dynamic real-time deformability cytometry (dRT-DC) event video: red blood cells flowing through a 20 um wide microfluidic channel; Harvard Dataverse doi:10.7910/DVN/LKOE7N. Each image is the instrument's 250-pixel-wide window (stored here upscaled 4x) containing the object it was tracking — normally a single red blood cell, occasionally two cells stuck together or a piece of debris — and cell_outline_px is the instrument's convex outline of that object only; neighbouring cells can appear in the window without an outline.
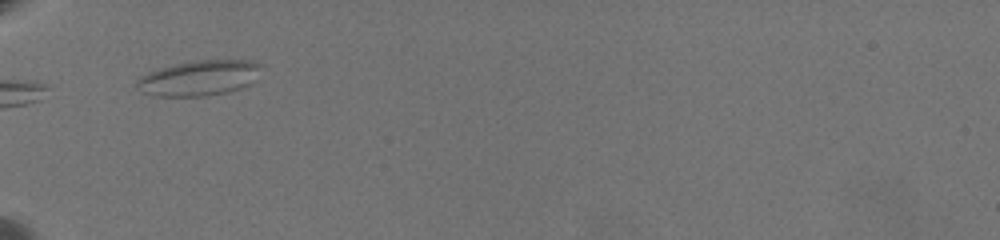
{"species": "common noctule bat (a hibernating species)", "species_latin": "Nyctalus noctula", "temperature_condition": "warm", "stored_images_in_passage": 11, "camera_frame_rate_fps": 3000, "um_per_image_px": 0.085, "animal": {"sex": "female", "body_mass_g": 19.5, "forearm_length_mm": 54.1}, "frame": {"image": 1, "passage_image": 1, "time_ms": 0.0, "image_size_px": [1000, 240], "cell_outline_px": [[260, 68], [256, 80], [252, 84], [228, 92], [204, 96], [152, 96], [136, 88], [136, 80], [140, 76], [148, 72], [160, 68], [176, 64], [196, 60], [252, 60], [260, 64]], "centroid_in_image_um": [16.93, 6.63], "position_along_channel_um": 68.1, "area_um2": 25.72}}